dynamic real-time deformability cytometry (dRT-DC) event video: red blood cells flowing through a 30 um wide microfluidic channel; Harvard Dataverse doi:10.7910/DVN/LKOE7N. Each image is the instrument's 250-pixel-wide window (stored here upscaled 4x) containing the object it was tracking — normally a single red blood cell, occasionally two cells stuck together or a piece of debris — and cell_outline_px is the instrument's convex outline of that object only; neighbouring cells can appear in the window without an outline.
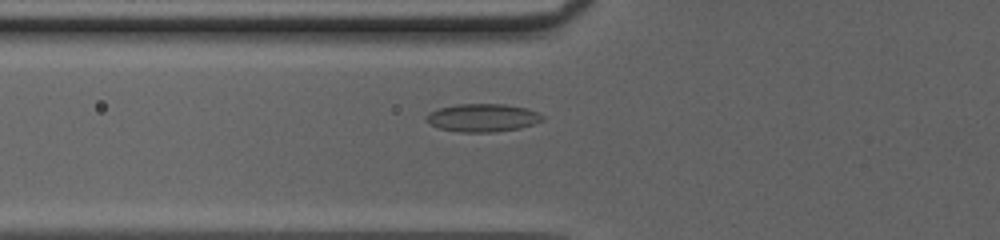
{"species": "common noctule bat (a hibernating species)", "species_latin": "Nyctalus noctula", "temperature_condition": "cold", "stored_images_in_passage": 44, "camera_frame_rate_fps": 3000, "um_per_image_px": 0.085, "animal": {"sex": "female", "body_mass_g": 20.0, "forearm_length_mm": 54.0}, "frame": {"image": 1, "passage_image": 13, "time_ms": 4.0, "image_size_px": [1000, 240], "cell_outline_px": [[544, 120], [520, 128], [496, 132], [460, 132], [440, 128], [424, 120], [424, 116], [440, 108], [456, 104], [504, 104], [528, 108], [544, 116]], "centroid_in_image_um": [41.04, 10.01], "position_along_channel_um": 84.8, "area_um2": 18.9}}
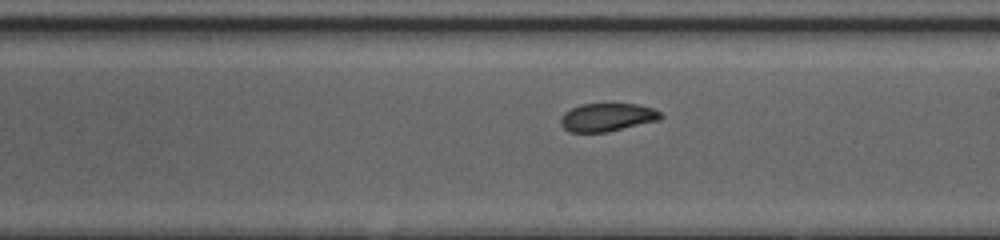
{"frame": {"image": 2, "passage_image": 24, "time_ms": 7.667, "image_size_px": [1000, 240], "cell_outline_px": [[664, 116], [660, 120], [604, 132], [568, 132], [560, 124], [560, 116], [564, 112], [580, 104], [640, 104], [652, 108], [660, 112]], "centroid_in_image_um": [51.6, 9.96], "position_along_channel_um": 237.4, "area_um2": 16.42}}
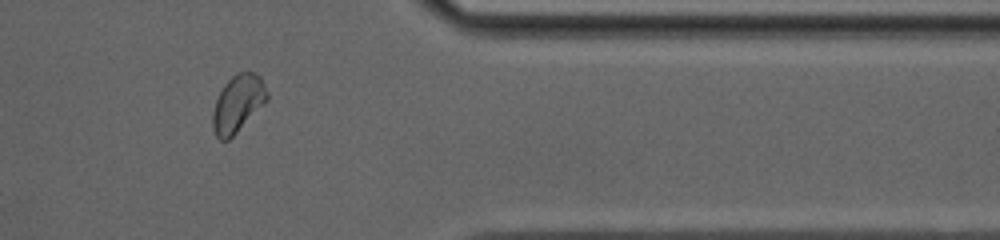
{"frame": {"image": 3, "passage_image": 36, "time_ms": 11.667, "image_size_px": [1000, 240], "cell_outline_px": [[268, 100], [228, 140], [220, 140], [216, 136], [212, 128], [212, 112], [216, 100], [224, 84], [236, 72], [252, 72], [260, 76], [268, 92]], "centroid_in_image_um": [20.21, 8.79], "position_along_channel_um": 391.2, "area_um2": 17.98}, "authors_computed_cell_mechanics": {"area_um2": 17.9469, "velocity_mm_per_s": 4.1453, "shape_relaxation_time_tau1_ms": null, "shape_relaxation_time_tau2_ms": 1.504, "deformation_change_tau1": null, "deformation_change_tau2": 0.0694}}